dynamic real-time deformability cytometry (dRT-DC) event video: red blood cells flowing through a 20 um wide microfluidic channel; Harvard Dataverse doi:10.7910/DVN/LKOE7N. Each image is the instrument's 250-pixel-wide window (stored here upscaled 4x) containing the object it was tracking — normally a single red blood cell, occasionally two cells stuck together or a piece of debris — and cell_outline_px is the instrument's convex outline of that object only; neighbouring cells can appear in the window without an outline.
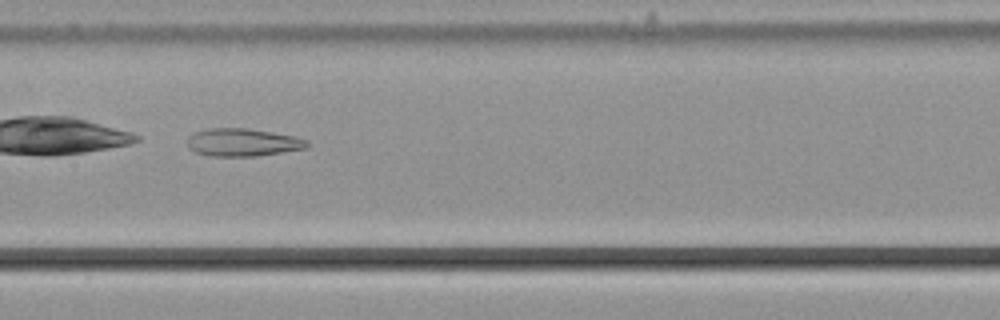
{"species": "common noctule bat (a hibernating species)", "species_latin": "Nyctalus noctula", "temperature_condition": "cold", "stored_images_in_passage": 32, "camera_frame_rate_fps": 3000, "um_per_image_px": 0.085, "animal": {"sex": "male", "body_mass_g": 21.5, "forearm_length_mm": 52.0}, "frame": {"image": 1, "passage_image": 10, "time_ms": 3.0, "image_size_px": [1000, 320], "cell_outline_px": [[308, 148], [256, 156], [212, 156], [196, 152], [188, 148], [188, 136], [196, 132], [208, 128], [248, 128], [296, 136], [308, 140]], "centroid_in_image_um": [20.65, 12.09], "position_along_channel_um": 186.7, "area_um2": 19.42}}
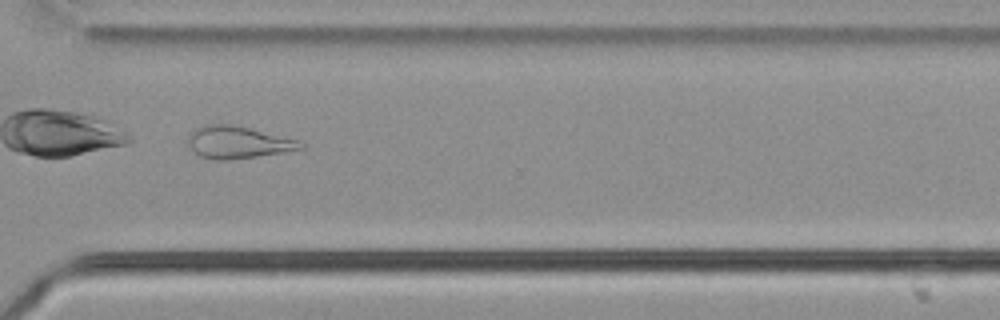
{"frame": {"image": 2, "passage_image": 23, "time_ms": 7.333, "image_size_px": [1000, 320], "cell_outline_px": [[304, 148], [256, 156], [228, 160], [212, 160], [200, 156], [188, 148], [188, 136], [196, 128], [204, 124], [232, 124], [300, 140], [304, 144]], "centroid_in_image_um": [20.17, 12.09], "position_along_channel_um": 350.4, "area_um2": 21.1}}